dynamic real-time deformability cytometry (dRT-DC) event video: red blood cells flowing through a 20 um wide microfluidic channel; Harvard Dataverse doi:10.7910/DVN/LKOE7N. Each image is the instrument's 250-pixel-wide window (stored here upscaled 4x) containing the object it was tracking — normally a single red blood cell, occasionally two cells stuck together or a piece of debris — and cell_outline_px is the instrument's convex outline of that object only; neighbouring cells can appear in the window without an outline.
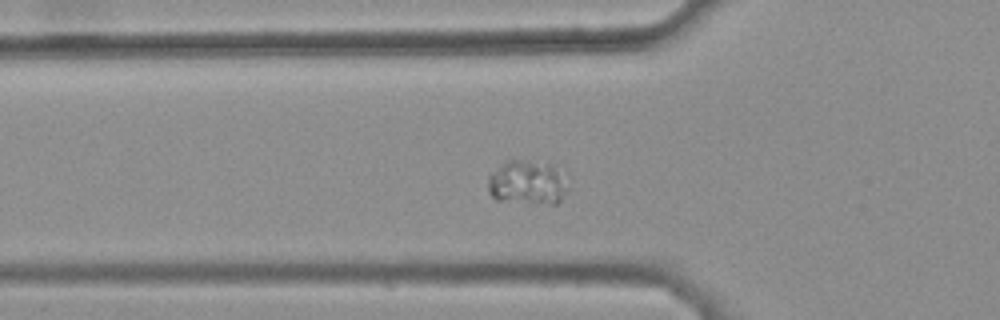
{"species": "common noctule bat (a hibernating species)", "species_latin": "Nyctalus noctula", "temperature_condition": "warm", "stored_images_in_passage": 34, "camera_frame_rate_fps": 3000, "um_per_image_px": 0.085, "animal": {"sex": "female", "body_mass_g": 25.1}, "frame": {"image": 1, "passage_image": 8, "time_ms": 2.333, "image_size_px": [1000, 320], "cell_outline_px": [[568, 192], [556, 204], [552, 204], [496, 200], [488, 192], [488, 176], [492, 172], [508, 160], [516, 160], [552, 164], [568, 176]], "centroid_in_image_um": [44.88, 15.53], "position_along_channel_um": 80.9, "area_um2": 20.87}}
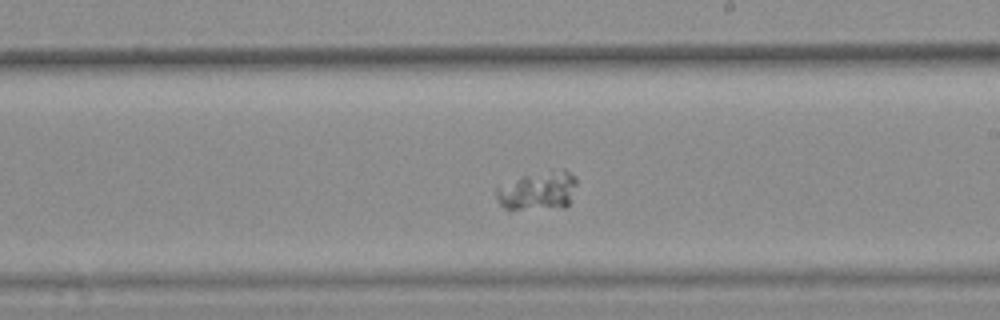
{"frame": {"image": 2, "passage_image": 21, "time_ms": 6.667, "image_size_px": [1000, 320], "cell_outline_px": [[576, 184], [568, 204], [564, 208], [508, 212], [496, 200], [496, 188], [524, 176], [552, 168], [564, 168], [576, 176]], "centroid_in_image_um": [45.72, 16.25], "position_along_channel_um": 243.3, "area_um2": 18.9}}
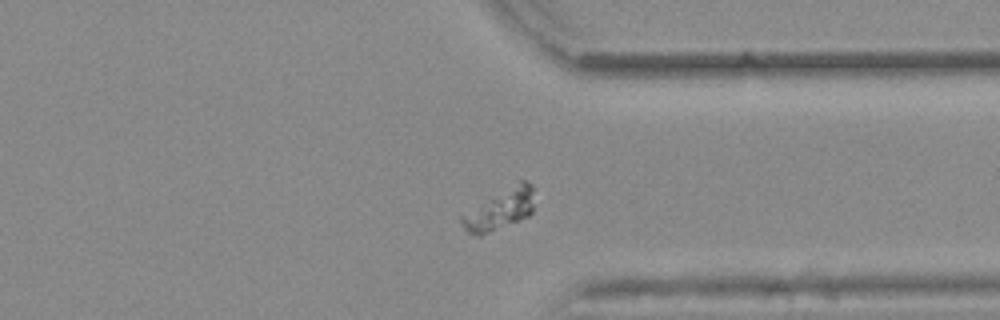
{"frame": {"image": 3, "passage_image": 31, "time_ms": 10.0, "image_size_px": [1000, 320], "cell_outline_px": [[532, 212], [528, 216], [520, 220], [480, 236], [476, 236], [468, 232], [464, 228], [460, 220], [460, 216], [520, 180], [528, 180], [532, 184]], "centroid_in_image_um": [42.5, 17.83], "position_along_channel_um": 368.9, "area_um2": 16.65}}